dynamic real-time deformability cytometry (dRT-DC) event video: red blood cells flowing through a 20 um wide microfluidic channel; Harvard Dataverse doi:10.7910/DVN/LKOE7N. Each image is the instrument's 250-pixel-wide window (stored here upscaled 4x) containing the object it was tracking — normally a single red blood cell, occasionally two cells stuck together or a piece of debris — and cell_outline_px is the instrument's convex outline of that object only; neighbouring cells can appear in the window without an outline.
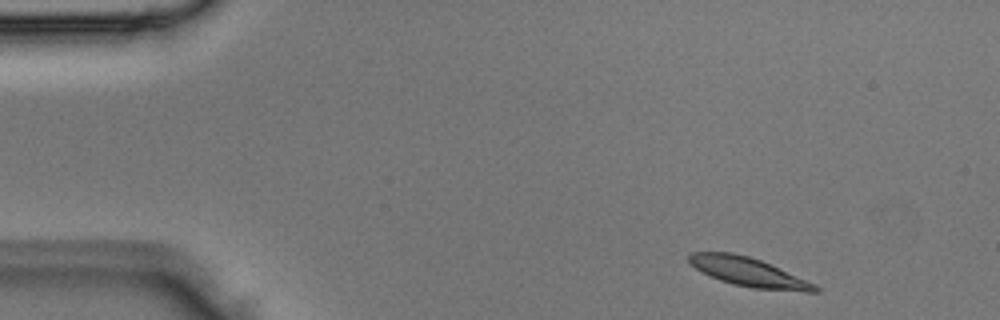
{"species": "Egyptian fruit bat (a non-hibernating species)", "species_latin": "Rousettus aegyptiacus", "temperature_condition": "room temperature", "stored_images_in_passage": 3, "camera_frame_rate_fps": 3000, "um_per_image_px": 0.085, "animal": {"sex": "male"}, "frame": {"image": 1, "passage_image": 1, "time_ms": 0.0, "image_size_px": [1000, 320], "cell_outline_px": [[820, 292], [804, 292], [752, 288], [732, 284], [720, 280], [696, 268], [688, 260], [688, 256], [692, 252], [732, 252], [748, 256], [760, 260], [816, 284], [820, 288]], "centroid_in_image_um": [63.67, 23.14], "position_along_channel_um": 21.3, "area_um2": 21.04}}